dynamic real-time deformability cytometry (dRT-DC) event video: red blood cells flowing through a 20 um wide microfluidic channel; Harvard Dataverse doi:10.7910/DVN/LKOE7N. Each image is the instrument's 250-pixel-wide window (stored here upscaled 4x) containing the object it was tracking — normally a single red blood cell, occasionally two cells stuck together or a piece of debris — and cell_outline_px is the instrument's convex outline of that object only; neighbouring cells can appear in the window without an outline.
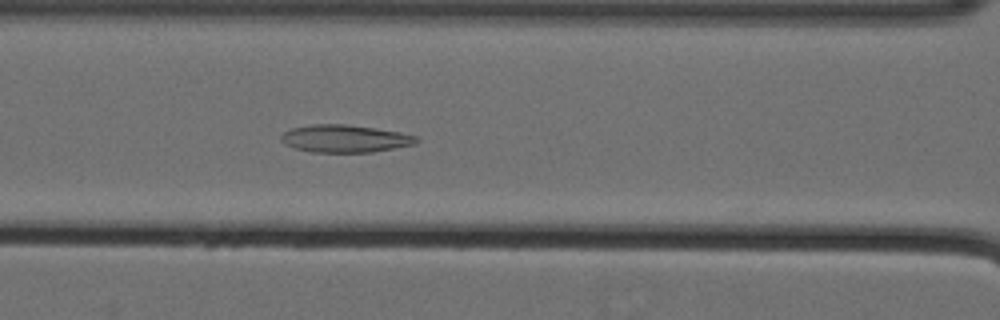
{"species": "Egyptian fruit bat (a non-hibernating species)", "species_latin": "Rousettus aegyptiacus", "temperature_condition": "cold", "stored_images_in_passage": 36, "camera_frame_rate_fps": 3000, "um_per_image_px": 0.085, "animal": {"sex": "female"}, "frame": {"image": 1, "passage_image": 30, "time_ms": 9.667, "image_size_px": [1000, 320], "cell_outline_px": [[420, 140], [416, 144], [372, 152], [312, 152], [296, 148], [280, 140], [280, 136], [284, 132], [292, 128], [312, 124], [348, 124], [400, 132], [416, 136]], "centroid_in_image_um": [29.34, 11.77], "position_along_channel_um": 137.3, "area_um2": 21.62}}
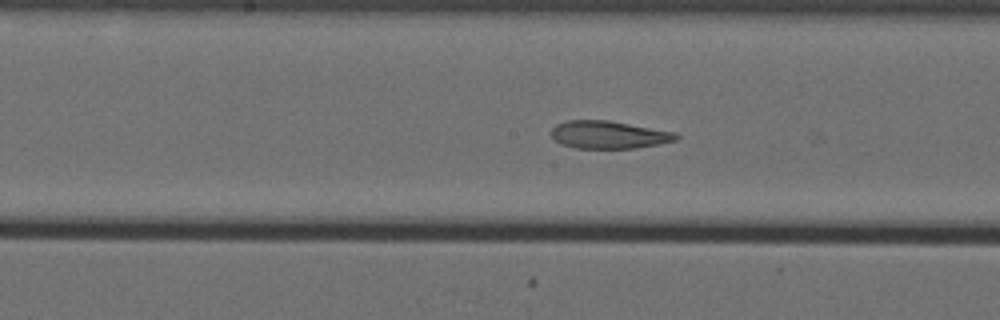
{"frame": {"image": 2, "passage_image": 35, "time_ms": 11.333, "image_size_px": [1000, 320], "cell_outline_px": [[680, 136], [676, 140], [636, 148], [576, 148], [560, 144], [552, 136], [552, 128], [556, 124], [568, 120], [608, 120], [676, 132]], "centroid_in_image_um": [51.74, 11.45], "position_along_channel_um": 196.5, "area_um2": 20.06}}